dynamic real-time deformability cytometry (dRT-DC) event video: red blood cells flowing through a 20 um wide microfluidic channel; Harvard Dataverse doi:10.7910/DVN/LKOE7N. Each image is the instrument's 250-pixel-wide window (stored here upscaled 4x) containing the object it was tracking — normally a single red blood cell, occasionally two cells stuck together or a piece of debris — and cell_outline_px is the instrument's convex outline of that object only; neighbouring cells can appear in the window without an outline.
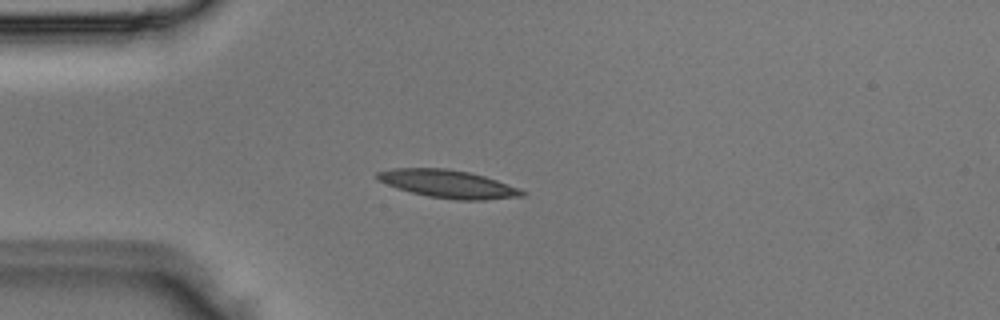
{"species": "Egyptian fruit bat (a non-hibernating species)", "species_latin": "Rousettus aegyptiacus", "temperature_condition": "room temperature", "stored_images_in_passage": 3, "camera_frame_rate_fps": 3000, "um_per_image_px": 0.085, "animal": {"sex": "male"}, "frame": {"image": 1, "passage_image": 3, "time_ms": 0.667, "image_size_px": [1000, 320], "cell_outline_px": [[528, 192], [524, 196], [484, 200], [456, 200], [428, 196], [412, 192], [376, 180], [376, 172], [392, 168], [444, 168], [468, 172], [484, 176], [520, 188]], "centroid_in_image_um": [38.11, 15.63], "position_along_channel_um": 46.9, "area_um2": 23.47}}